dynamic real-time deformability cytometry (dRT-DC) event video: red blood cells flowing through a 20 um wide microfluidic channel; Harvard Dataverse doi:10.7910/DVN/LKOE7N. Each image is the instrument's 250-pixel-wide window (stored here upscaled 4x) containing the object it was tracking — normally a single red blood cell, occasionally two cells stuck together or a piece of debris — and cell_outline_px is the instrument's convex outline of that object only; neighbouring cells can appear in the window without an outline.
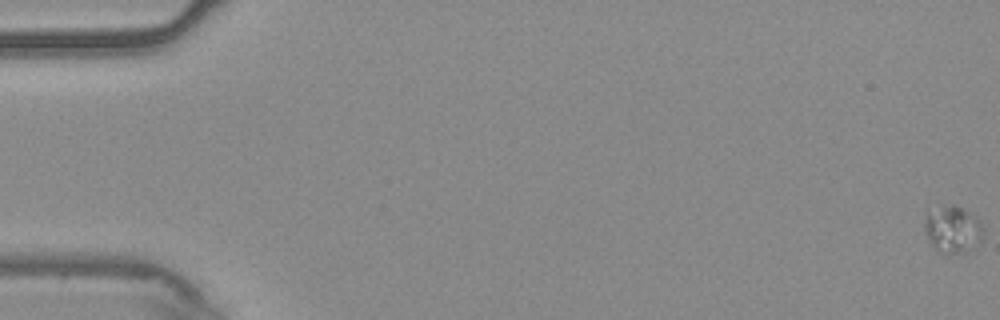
{"species": "common noctule bat (a hibernating species)", "species_latin": "Nyctalus noctula", "temperature_condition": "warm", "stored_images_in_passage": 58, "camera_frame_rate_fps": 3000, "um_per_image_px": 0.085, "animal": {"sex": "male", "body_mass_g": 20.4}, "frame": {"image": 1, "passage_image": 1, "time_ms": 0.0, "image_size_px": [1000, 320], "cell_outline_px": [[984, 240], [964, 252], [940, 252], [928, 240], [924, 232], [924, 216], [928, 212], [952, 204], [960, 208], [980, 220], [984, 228]], "centroid_in_image_um": [80.99, 19.5], "position_along_channel_um": 4.0, "area_um2": 15.84}}
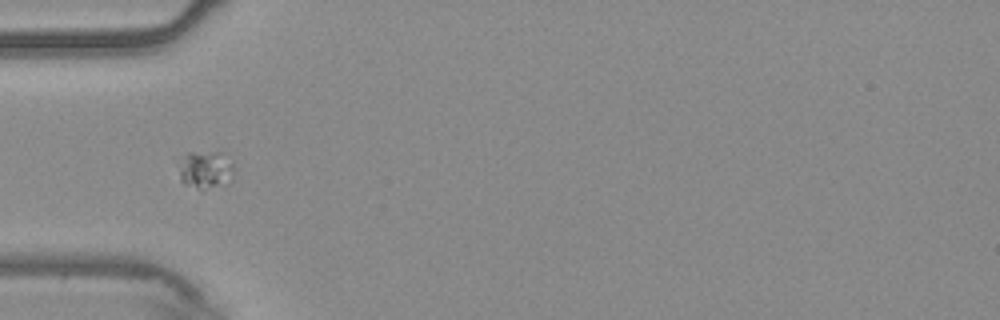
{"frame": {"image": 2, "passage_image": 20, "time_ms": 6.333, "image_size_px": [1000, 320], "cell_outline_px": [[232, 180], [200, 192], [184, 184], [180, 180], [180, 172], [184, 156], [188, 152], [220, 152], [232, 164]], "centroid_in_image_um": [17.45, 14.47], "position_along_channel_um": 67.5, "area_um2": 11.96}}
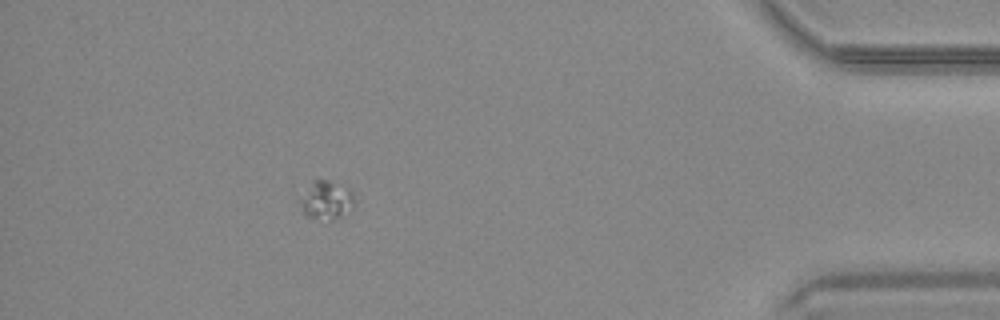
{"frame": {"image": 3, "passage_image": 52, "time_ms": 17.0, "image_size_px": [1000, 320], "cell_outline_px": [[356, 204], [340, 216], [332, 220], [328, 220], [308, 216], [304, 212], [304, 200], [312, 180], [328, 180], [352, 192], [356, 200]], "centroid_in_image_um": [27.84, 17.02], "position_along_channel_um": 407.4, "area_um2": 11.21}}